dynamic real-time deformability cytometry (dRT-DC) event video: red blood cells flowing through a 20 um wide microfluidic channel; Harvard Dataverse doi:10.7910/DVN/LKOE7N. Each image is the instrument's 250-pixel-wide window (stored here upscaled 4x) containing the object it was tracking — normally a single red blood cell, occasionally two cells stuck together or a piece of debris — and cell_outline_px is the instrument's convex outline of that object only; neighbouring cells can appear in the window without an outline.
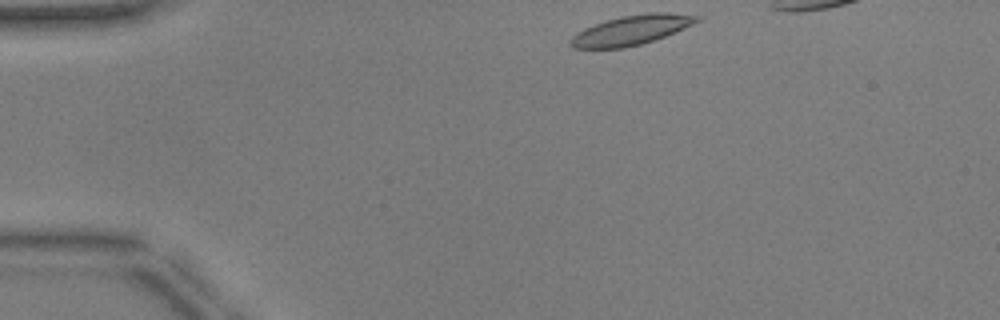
{"species": "common noctule bat (a hibernating species)", "species_latin": "Nyctalus noctula", "temperature_condition": "warm", "stored_images_in_passage": 37, "camera_frame_rate_fps": 3000, "um_per_image_px": 0.085, "animal": {"sex": "male", "body_mass_g": 17.9, "forearm_length_mm": 54.2}, "frame": {"image": 1, "passage_image": 1, "time_ms": 0.0, "image_size_px": [1000, 320], "cell_outline_px": [[704, 16], [700, 20], [692, 24], [664, 36], [640, 44], [624, 48], [572, 48], [568, 44], [568, 40], [576, 32], [584, 28], [608, 20], [624, 16], [652, 12], [668, 12]], "centroid_in_image_um": [53.64, 2.56], "position_along_channel_um": 31.4, "area_um2": 21.56}}
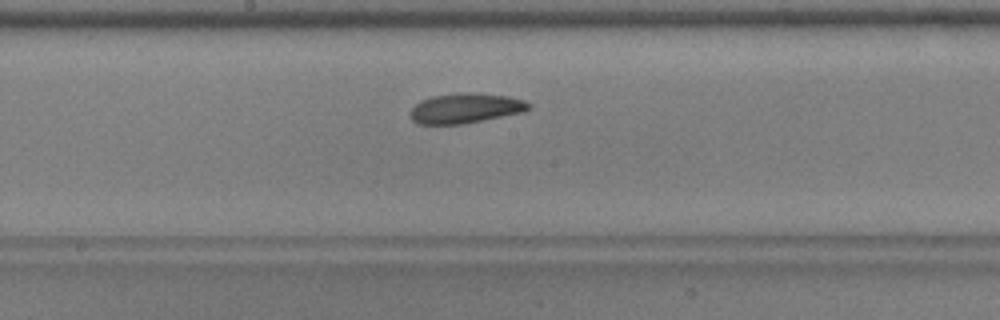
{"frame": {"image": 2, "passage_image": 19, "time_ms": 6.0, "image_size_px": [1000, 320], "cell_outline_px": [[532, 108], [524, 112], [464, 124], [420, 124], [412, 120], [408, 112], [420, 100], [432, 96], [460, 92], [472, 92], [508, 96], [524, 100], [532, 104]], "centroid_in_image_um": [39.58, 9.19], "position_along_channel_um": 208.6, "area_um2": 20.98}}
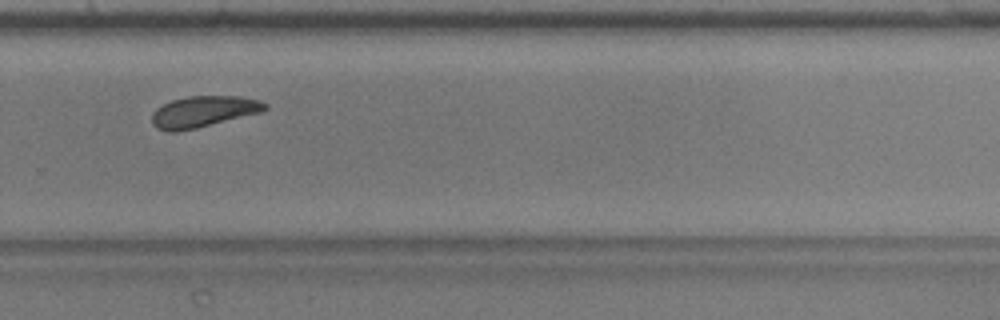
{"frame": {"image": 3, "passage_image": 27, "time_ms": 8.667, "image_size_px": [1000, 320], "cell_outline_px": [[268, 108], [260, 112], [196, 128], [176, 132], [168, 132], [156, 128], [152, 124], [152, 112], [156, 108], [172, 100], [188, 96], [240, 96], [260, 100], [268, 104]], "centroid_in_image_um": [17.27, 9.48], "position_along_channel_um": 312.5, "area_um2": 20.52}}